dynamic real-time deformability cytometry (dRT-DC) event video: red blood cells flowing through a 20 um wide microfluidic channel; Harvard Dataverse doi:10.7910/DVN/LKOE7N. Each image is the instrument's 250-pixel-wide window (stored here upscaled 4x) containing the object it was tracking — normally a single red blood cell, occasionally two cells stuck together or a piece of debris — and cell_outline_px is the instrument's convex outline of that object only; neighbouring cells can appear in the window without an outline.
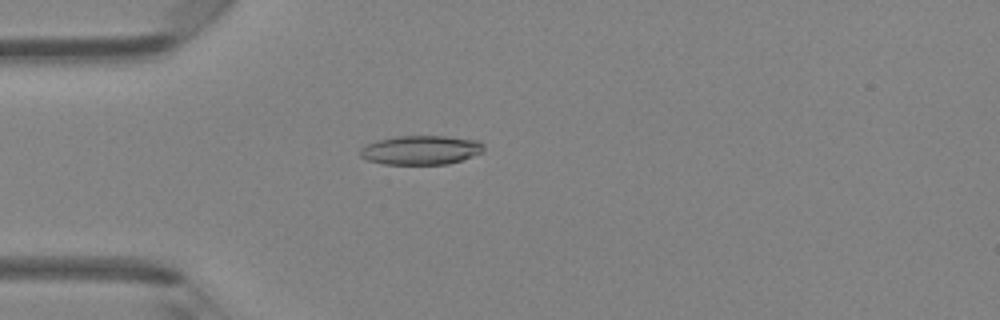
{"species": "Egyptian fruit bat (a non-hibernating species)", "species_latin": "Rousettus aegyptiacus", "temperature_condition": "room temperature", "stored_images_in_passage": 46, "camera_frame_rate_fps": 3000, "um_per_image_px": 0.085, "animal": {"sex": "female"}, "frame": {"image": 1, "passage_image": 13, "time_ms": 4.0, "image_size_px": [1000, 320], "cell_outline_px": [[484, 152], [448, 164], [384, 164], [368, 160], [360, 156], [360, 148], [376, 140], [396, 136], [448, 136], [476, 140], [484, 144]], "centroid_in_image_um": [35.78, 12.75], "position_along_channel_um": 49.2, "area_um2": 20.98}}
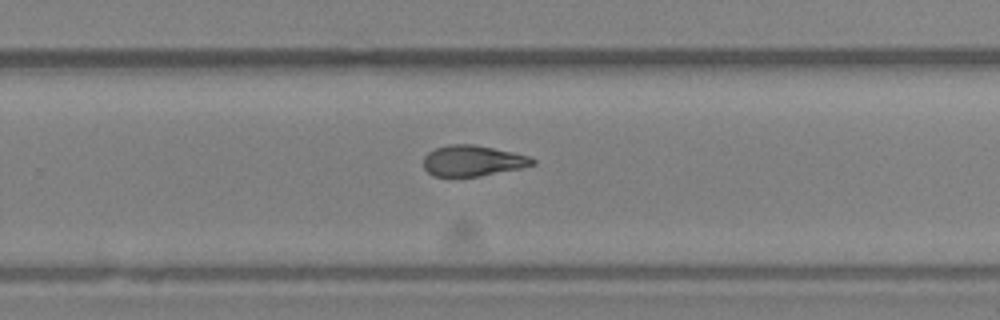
{"frame": {"image": 2, "passage_image": 30, "time_ms": 9.667, "image_size_px": [1000, 320], "cell_outline_px": [[536, 164], [520, 168], [480, 176], [432, 176], [424, 168], [424, 156], [428, 152], [436, 148], [448, 144], [472, 144], [512, 152], [528, 156], [536, 160]], "centroid_in_image_um": [40.16, 13.66], "position_along_channel_um": 289.6, "area_um2": 19.42}}
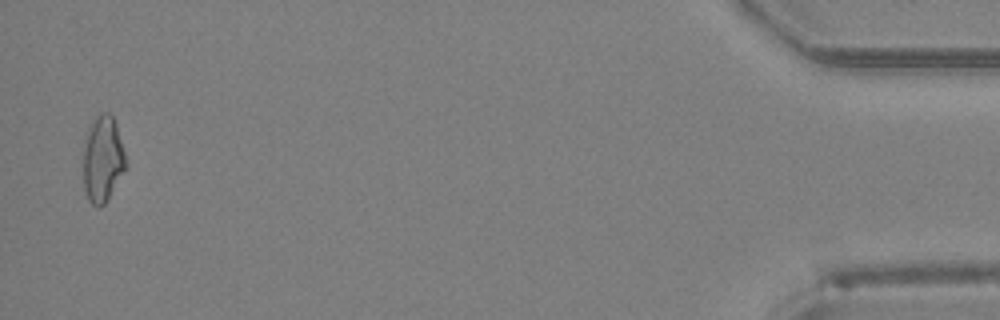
{"frame": {"image": 3, "passage_image": 45, "time_ms": 14.667, "image_size_px": [1000, 320], "cell_outline_px": [[128, 164], [108, 200], [104, 204], [92, 204], [88, 200], [84, 188], [84, 148], [88, 128], [96, 116], [100, 112], [108, 112], [112, 116], [116, 124]], "centroid_in_image_um": [8.75, 13.51], "position_along_channel_um": 426.5, "area_um2": 21.21}}